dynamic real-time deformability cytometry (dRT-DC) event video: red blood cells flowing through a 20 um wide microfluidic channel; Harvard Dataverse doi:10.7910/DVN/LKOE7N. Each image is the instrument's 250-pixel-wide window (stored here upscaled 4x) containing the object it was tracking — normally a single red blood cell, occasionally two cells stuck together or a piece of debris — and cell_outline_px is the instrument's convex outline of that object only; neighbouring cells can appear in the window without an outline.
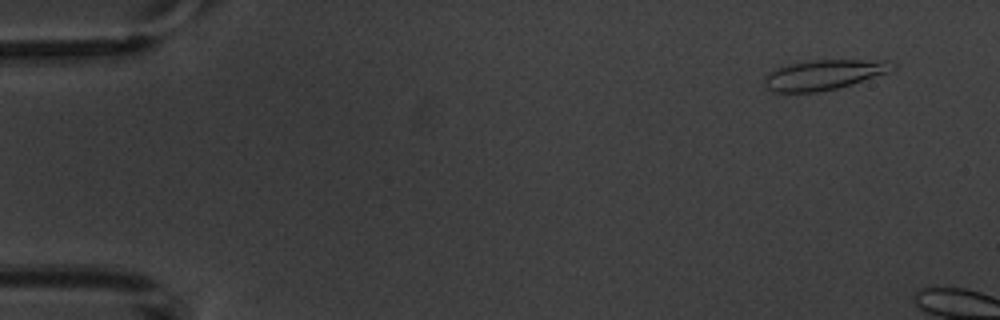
{"species": "common noctule bat (a hibernating species)", "species_latin": "Nyctalus noctula", "temperature_condition": "warm", "stored_images_in_passage": 3, "camera_frame_rate_fps": 3000, "um_per_image_px": 0.085, "animal": {"sex": "male", "body_mass_g": 20.1, "forearm_length_mm": 53.5}, "frame": {"image": 1, "passage_image": 1, "time_ms": 0.0, "image_size_px": [1000, 320], "cell_outline_px": [[896, 68], [888, 72], [852, 84], [836, 88], [816, 92], [772, 92], [764, 84], [764, 80], [768, 72], [776, 68], [808, 60], [888, 60], [896, 64]], "centroid_in_image_um": [70.04, 6.35], "position_along_channel_um": 15.0, "area_um2": 22.31}}